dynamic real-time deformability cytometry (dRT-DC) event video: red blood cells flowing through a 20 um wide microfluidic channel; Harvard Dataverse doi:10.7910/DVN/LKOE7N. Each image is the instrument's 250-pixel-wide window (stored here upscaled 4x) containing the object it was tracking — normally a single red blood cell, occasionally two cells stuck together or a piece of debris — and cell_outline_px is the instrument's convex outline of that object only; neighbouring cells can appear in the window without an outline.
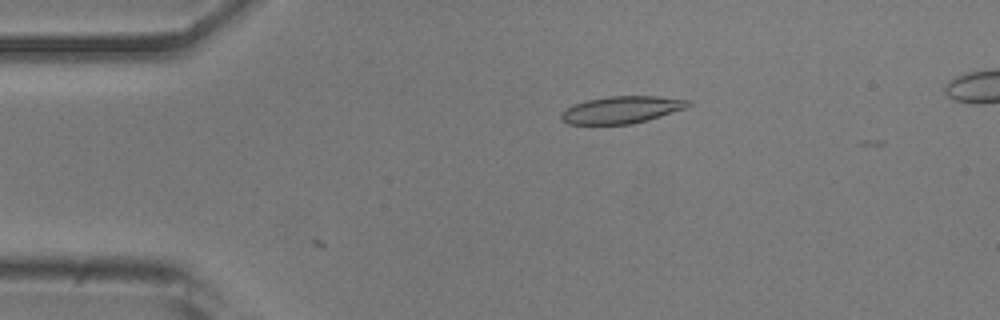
{"species": "common noctule bat (a hibernating species)", "species_latin": "Nyctalus noctula", "temperature_condition": "room temperature", "stored_images_in_passage": 5, "camera_frame_rate_fps": 3000, "um_per_image_px": 0.085, "animal": {"sex": "male", "body_mass_g": 20.5, "forearm_length_mm": 52.5}, "frame": {"image": 1, "passage_image": 5, "time_ms": 1.333, "image_size_px": [1000, 320], "cell_outline_px": [[692, 104], [688, 108], [648, 120], [632, 124], [568, 124], [560, 120], [560, 112], [576, 104], [588, 100], [608, 96], [656, 96], [692, 100]], "centroid_in_image_um": [52.89, 9.33], "position_along_channel_um": 32.1, "area_um2": 20.23}}